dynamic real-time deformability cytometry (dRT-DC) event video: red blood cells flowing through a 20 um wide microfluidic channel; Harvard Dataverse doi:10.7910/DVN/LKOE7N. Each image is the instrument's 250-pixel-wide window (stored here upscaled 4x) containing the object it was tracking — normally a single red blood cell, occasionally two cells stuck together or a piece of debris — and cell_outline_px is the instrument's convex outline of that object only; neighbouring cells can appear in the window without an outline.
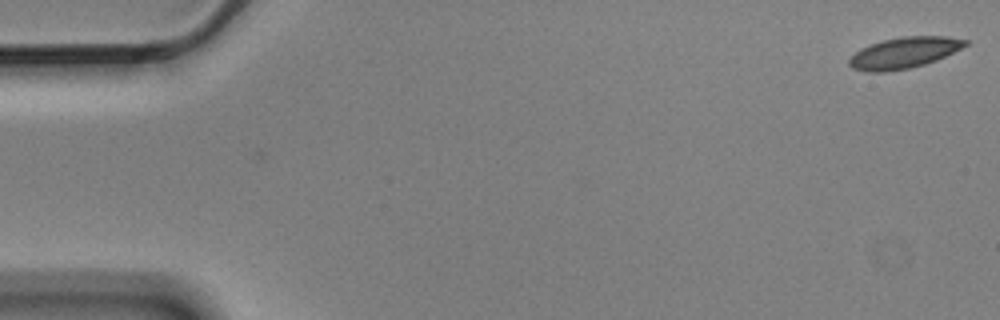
{"species": "Egyptian fruit bat (a non-hibernating species)", "species_latin": "Rousettus aegyptiacus", "temperature_condition": "cold", "stored_images_in_passage": 5, "camera_frame_rate_fps": 3000, "um_per_image_px": 0.085, "animal": {"sex": "male"}, "frame": {"image": 1, "passage_image": 1, "time_ms": 0.0, "image_size_px": [1000, 320], "cell_outline_px": [[968, 44], [936, 60], [924, 64], [908, 68], [884, 72], [868, 72], [852, 68], [848, 64], [848, 60], [860, 48], [868, 44], [884, 40], [904, 36], [948, 36], [968, 40]], "centroid_in_image_um": [76.81, 4.48], "position_along_channel_um": 8.2, "area_um2": 20.87}}
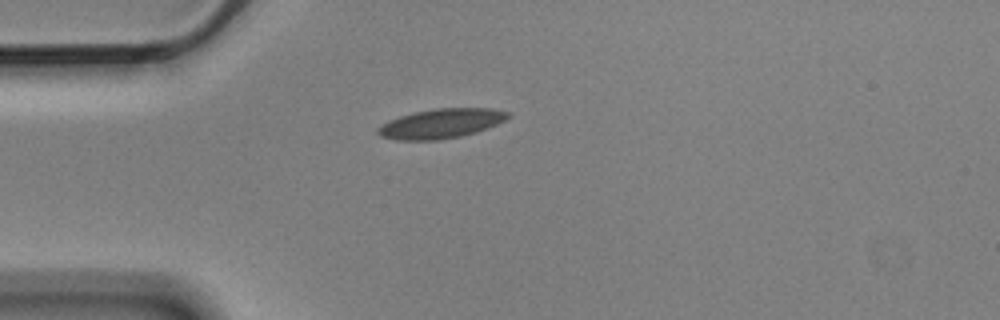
{"frame": {"image": 2, "passage_image": 5, "time_ms": 1.333, "image_size_px": [1000, 320], "cell_outline_px": [[512, 116], [496, 124], [476, 132], [460, 136], [436, 140], [396, 140], [380, 136], [376, 132], [376, 128], [388, 120], [412, 112], [436, 108], [492, 108], [508, 112]], "centroid_in_image_um": [37.45, 10.49], "position_along_channel_um": 47.5, "area_um2": 22.43}}